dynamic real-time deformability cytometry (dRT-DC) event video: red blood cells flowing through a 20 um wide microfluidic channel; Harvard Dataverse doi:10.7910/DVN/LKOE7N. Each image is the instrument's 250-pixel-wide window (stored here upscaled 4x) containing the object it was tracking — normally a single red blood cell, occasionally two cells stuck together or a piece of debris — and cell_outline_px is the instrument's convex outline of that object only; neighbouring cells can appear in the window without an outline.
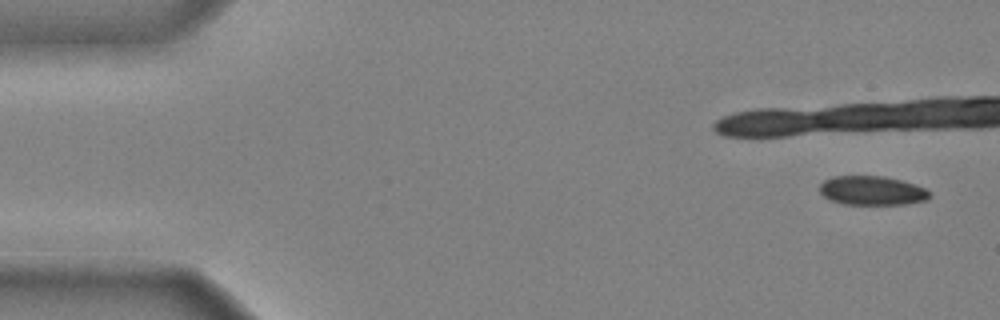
{"species": "common noctule bat (a hibernating species)", "species_latin": "Nyctalus noctula", "temperature_condition": "cold", "stored_images_in_passage": 35, "camera_frame_rate_fps": 3000, "um_per_image_px": 0.085, "animal": {"sex": "male", "body_mass_g": 20.4}, "frame": {"image": 1, "passage_image": 1, "time_ms": 0.0, "image_size_px": [1000, 320], "cell_outline_px": [[932, 196], [928, 200], [908, 204], [844, 204], [832, 200], [824, 196], [820, 192], [820, 184], [824, 180], [832, 176], [884, 176], [900, 180], [924, 188], [932, 192]], "centroid_in_image_um": [74.15, 16.2], "position_along_channel_um": 10.8, "area_um2": 18.67}}
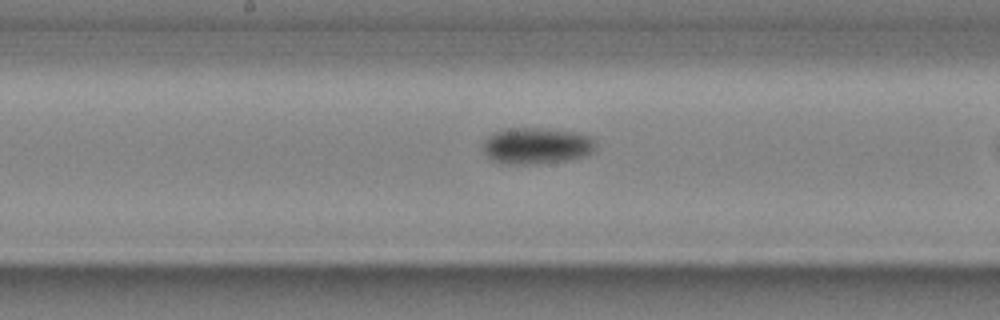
{"frame": {"image": 2, "passage_image": 21, "time_ms": 6.667, "image_size_px": [1000, 320], "cell_outline_px": [[596, 148], [588, 156], [568, 160], [528, 164], [508, 164], [492, 160], [484, 152], [484, 140], [488, 136], [496, 132], [508, 128], [540, 128], [576, 132], [592, 136], [596, 140]], "centroid_in_image_um": [45.67, 12.39], "position_along_channel_um": 202.5, "area_um2": 23.99}}
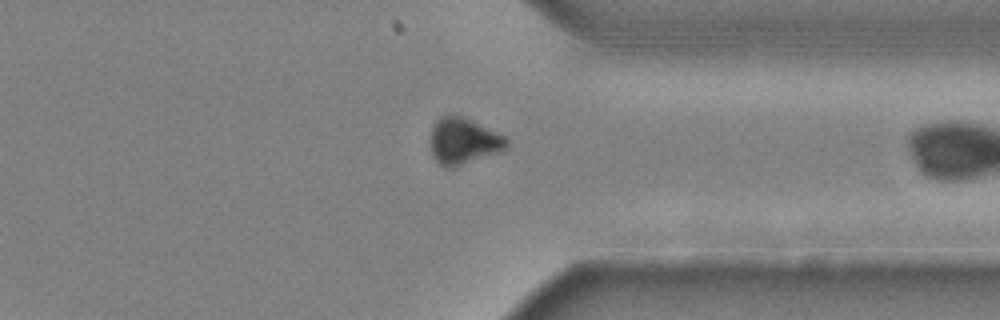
{"frame": {"image": 3, "passage_image": 34, "time_ms": 11.0, "image_size_px": [1000, 320], "cell_outline_px": [[508, 148], [500, 152], [452, 168], [448, 168], [440, 164], [432, 156], [432, 128], [436, 120], [444, 116], [460, 116], [496, 132], [504, 136], [508, 140]], "centroid_in_image_um": [39.41, 12.03], "position_along_channel_um": 372.0, "area_um2": 20.06}}